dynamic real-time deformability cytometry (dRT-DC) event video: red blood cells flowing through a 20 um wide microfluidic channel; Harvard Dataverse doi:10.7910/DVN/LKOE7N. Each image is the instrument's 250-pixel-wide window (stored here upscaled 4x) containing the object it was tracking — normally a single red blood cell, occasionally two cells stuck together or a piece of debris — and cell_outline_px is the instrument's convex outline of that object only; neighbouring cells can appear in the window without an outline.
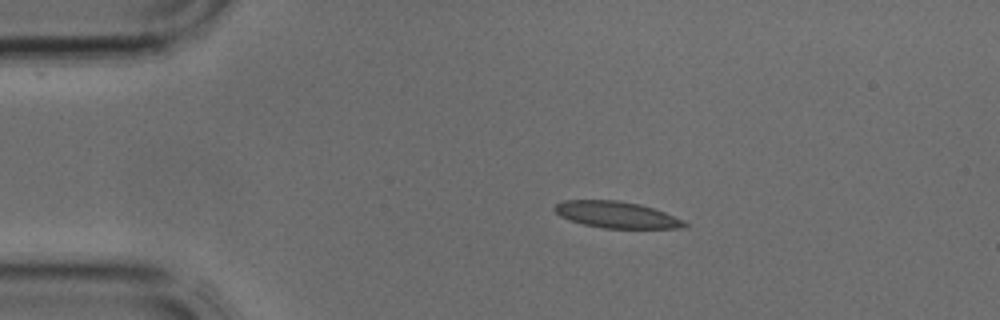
{"species": "common noctule bat (a hibernating species)", "species_latin": "Nyctalus noctula", "temperature_condition": "cold", "stored_images_in_passage": 33, "camera_frame_rate_fps": 3000, "um_per_image_px": 0.085, "animal": {"sex": "male", "body_mass_g": 17.9, "forearm_length_mm": 54.2}, "frame": {"image": 1, "passage_image": 1, "time_ms": 0.0, "image_size_px": [1000, 320], "cell_outline_px": [[688, 228], [604, 228], [584, 224], [560, 216], [552, 208], [556, 204], [564, 200], [616, 200], [640, 204], [664, 212], [688, 224]], "centroid_in_image_um": [52.38, 18.25], "position_along_channel_um": 32.6, "area_um2": 19.77}}
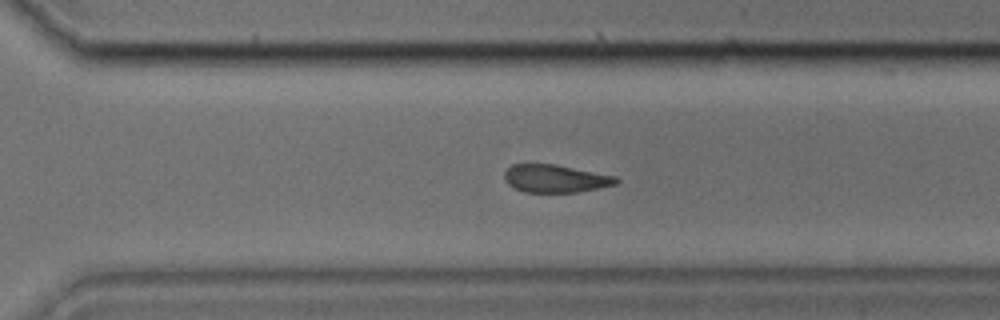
{"frame": {"image": 2, "passage_image": 21, "time_ms": 6.667, "image_size_px": [1000, 320], "cell_outline_px": [[620, 180], [616, 184], [580, 192], [524, 192], [508, 184], [504, 180], [504, 172], [512, 164], [556, 164], [616, 176]], "centroid_in_image_um": [47.21, 15.17], "position_along_channel_um": 323.4, "area_um2": 18.15}}
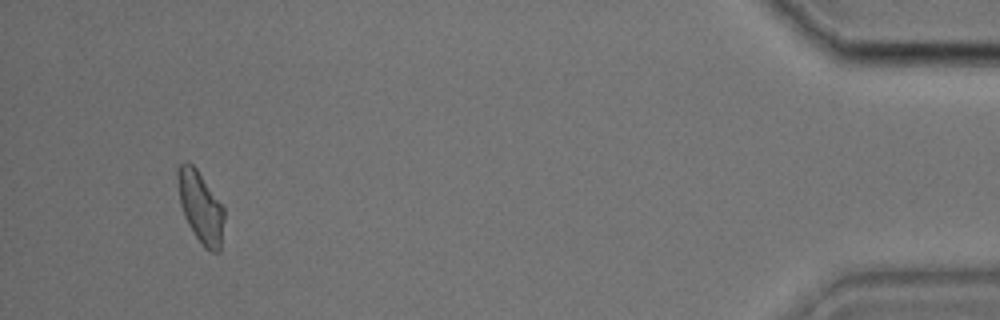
{"frame": {"image": 3, "passage_image": 31, "time_ms": 10.0, "image_size_px": [1000, 320], "cell_outline_px": [[224, 220], [220, 252], [212, 252], [204, 248], [188, 224], [184, 216], [180, 204], [176, 176], [176, 168], [184, 160], [188, 160], [196, 168], [224, 208]], "centroid_in_image_um": [17.02, 17.58], "position_along_channel_um": 418.2, "area_um2": 19.42}}